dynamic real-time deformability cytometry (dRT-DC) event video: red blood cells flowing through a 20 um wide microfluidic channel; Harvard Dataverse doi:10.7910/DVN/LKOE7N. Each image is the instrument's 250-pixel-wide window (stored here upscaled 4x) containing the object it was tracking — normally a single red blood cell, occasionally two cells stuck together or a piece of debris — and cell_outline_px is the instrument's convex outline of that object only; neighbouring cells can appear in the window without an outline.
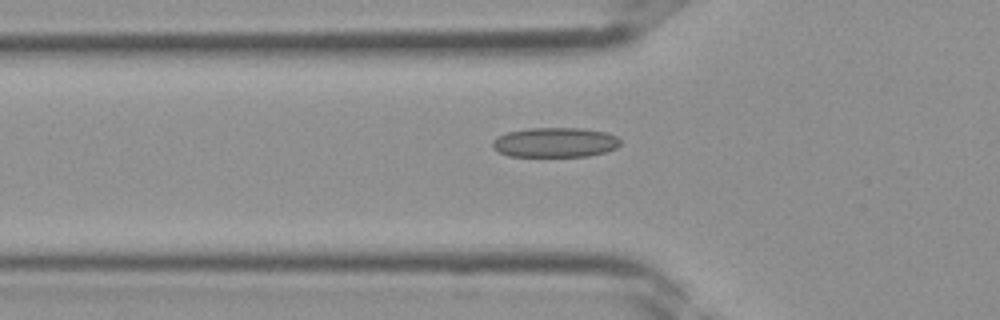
{"species": "Egyptian fruit bat (a non-hibernating species)", "species_latin": "Rousettus aegyptiacus", "temperature_condition": "room temperature", "stored_images_in_passage": 34, "camera_frame_rate_fps": 3000, "um_per_image_px": 0.085, "frame": {"image": 1, "passage_image": 12, "time_ms": 3.667, "image_size_px": [1000, 320], "cell_outline_px": [[620, 144], [616, 148], [604, 152], [588, 156], [508, 156], [492, 148], [492, 140], [496, 136], [508, 132], [528, 128], [584, 128], [604, 132], [616, 136], [620, 140]], "centroid_in_image_um": [47.15, 12.1], "position_along_channel_um": 78.7, "area_um2": 22.2}}
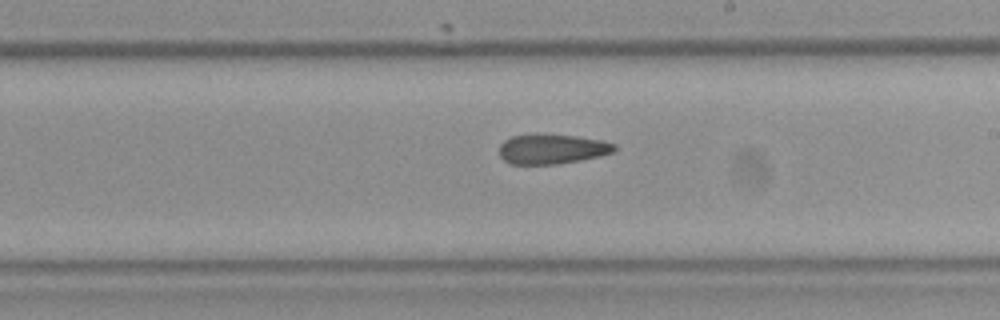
{"frame": {"image": 2, "passage_image": 21, "time_ms": 6.667, "image_size_px": [1000, 320], "cell_outline_px": [[616, 152], [600, 156], [560, 164], [512, 164], [504, 160], [500, 156], [500, 144], [504, 140], [512, 136], [576, 136], [604, 140], [616, 144]], "centroid_in_image_um": [46.99, 12.7], "position_along_channel_um": 242.0, "area_um2": 19.65}}
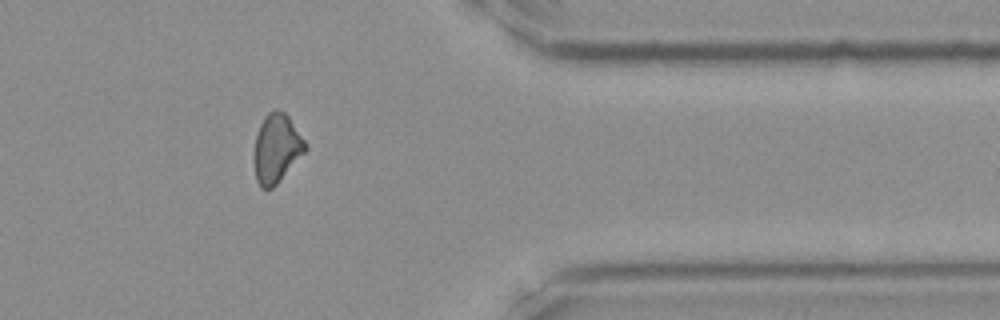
{"frame": {"image": 3, "passage_image": 30, "time_ms": 9.667, "image_size_px": [1000, 320], "cell_outline_px": [[308, 148], [276, 184], [272, 188], [260, 188], [256, 180], [252, 160], [256, 136], [260, 124], [264, 116], [268, 112], [276, 108], [284, 112], [288, 116], [308, 144]], "centroid_in_image_um": [23.48, 12.6], "position_along_channel_um": 387.9, "area_um2": 20.69}}